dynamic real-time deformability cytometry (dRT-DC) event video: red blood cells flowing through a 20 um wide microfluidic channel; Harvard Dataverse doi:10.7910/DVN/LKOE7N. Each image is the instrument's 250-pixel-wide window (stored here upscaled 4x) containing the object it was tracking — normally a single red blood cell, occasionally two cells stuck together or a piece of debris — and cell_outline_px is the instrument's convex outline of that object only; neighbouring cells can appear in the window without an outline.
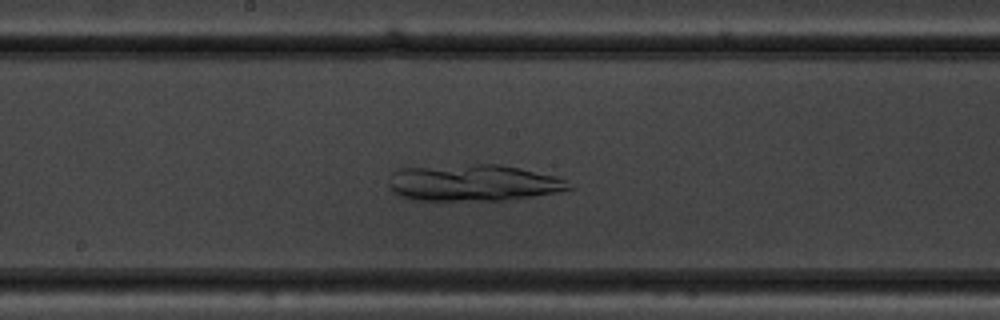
{"species": "common noctule bat (a hibernating species)", "species_latin": "Nyctalus noctula", "temperature_condition": "warm", "stored_images_in_passage": 50, "camera_frame_rate_fps": 3000, "um_per_image_px": 0.085, "animal": {"sex": "male", "body_mass_g": 19.5, "forearm_length_mm": 54.6}, "frame": {"image": 1, "passage_image": 25, "time_ms": 8.0, "image_size_px": [1000, 320], "cell_outline_px": [[576, 188], [556, 192], [532, 196], [504, 200], [412, 200], [400, 196], [392, 192], [388, 184], [388, 180], [392, 172], [396, 168], [476, 164], [500, 164], [520, 168], [556, 176], [564, 180]], "centroid_in_image_um": [40.17, 15.53], "position_along_channel_um": 208.0, "area_um2": 38.55}}
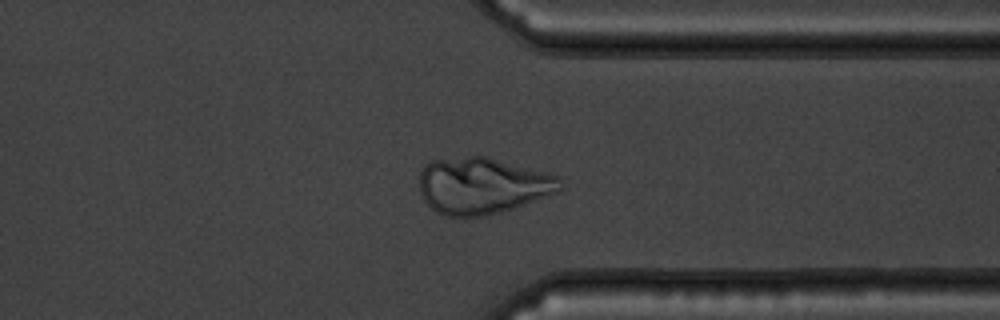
{"frame": {"image": 2, "passage_image": 38, "time_ms": 12.333, "image_size_px": [1000, 320], "cell_outline_px": [[564, 188], [556, 192], [516, 208], [488, 216], [444, 216], [436, 212], [424, 200], [420, 192], [420, 172], [424, 164], [432, 160], [468, 156], [488, 156], [560, 176]], "centroid_in_image_um": [41.02, 15.78], "position_along_channel_um": 370.4, "area_um2": 46.76}}
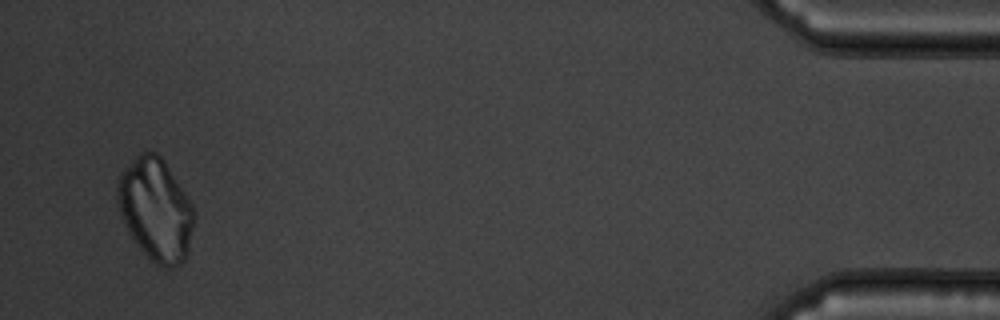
{"frame": {"image": 3, "passage_image": 48, "time_ms": 15.667, "image_size_px": [1000, 320], "cell_outline_px": [[196, 216], [188, 252], [184, 260], [180, 264], [172, 268], [168, 268], [156, 264], [140, 248], [124, 224], [116, 200], [116, 184], [120, 172], [140, 152], [156, 152], [164, 160], [188, 196], [192, 204]], "centroid_in_image_um": [13.24, 17.79], "position_along_channel_um": 422.0, "area_um2": 45.95}}